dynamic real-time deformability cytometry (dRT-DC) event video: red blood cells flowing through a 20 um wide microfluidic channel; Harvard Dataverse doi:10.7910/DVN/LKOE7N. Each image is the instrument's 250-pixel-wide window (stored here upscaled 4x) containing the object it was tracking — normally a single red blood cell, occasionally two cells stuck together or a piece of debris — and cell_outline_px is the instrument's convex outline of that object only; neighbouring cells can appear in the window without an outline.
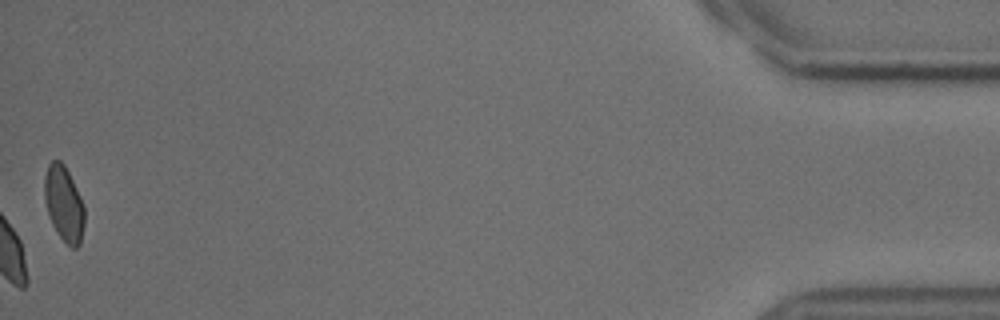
{"species": "common noctule bat (a hibernating species)", "species_latin": "Nyctalus noctula", "temperature_condition": "cold", "stored_images_in_passage": 54, "camera_frame_rate_fps": 3000, "um_per_image_px": 0.085, "animal": {"sex": "male", "body_mass_g": 18.8}, "frame": {"image": 1, "passage_image": 54, "time_ms": 17.667, "image_size_px": [1000, 320], "cell_outline_px": [[84, 224], [80, 244], [76, 248], [72, 248], [56, 232], [48, 216], [44, 200], [44, 176], [48, 164], [52, 160], [60, 160], [64, 164], [84, 204]], "centroid_in_image_um": [5.41, 17.31], "position_along_channel_um": 429.8, "area_um2": 17.63}, "authors_computed_cell_mechanics": {"area_um2": 23.2934, "velocity_mm_per_s": 3.7202, "shape_relaxation_time_tau1_ms": 6.8208, "shape_relaxation_time_tau2_ms": 1.9614, "deformation_change_tau1": 0.0978, "deformation_change_tau2": 0.0455}}